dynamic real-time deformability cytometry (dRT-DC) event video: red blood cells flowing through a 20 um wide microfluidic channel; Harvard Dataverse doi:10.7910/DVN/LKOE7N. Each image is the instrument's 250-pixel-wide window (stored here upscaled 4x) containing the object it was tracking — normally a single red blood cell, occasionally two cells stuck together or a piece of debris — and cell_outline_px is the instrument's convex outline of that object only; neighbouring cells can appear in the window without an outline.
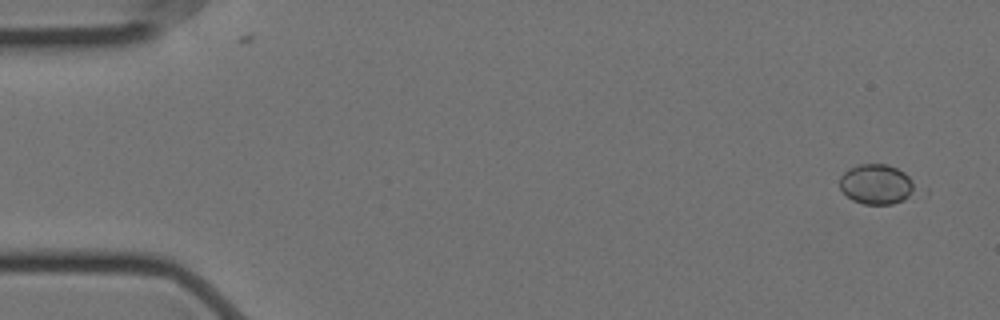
{"species": "Egyptian fruit bat (a non-hibernating species)", "species_latin": "Rousettus aegyptiacus", "temperature_condition": "cold", "stored_images_in_passage": 12, "camera_frame_rate_fps": 3000, "um_per_image_px": 0.085, "animal": {"sex": "female"}, "frame": {"image": 1, "passage_image": 4, "time_ms": 1.0, "image_size_px": [1000, 320], "cell_outline_px": [[928, 196], [892, 204], [864, 204], [852, 200], [840, 188], [840, 176], [848, 168], [856, 164], [888, 164], [904, 172], [928, 188]], "centroid_in_image_um": [74.82, 15.71], "position_along_channel_um": 10.2, "area_um2": 19.54}}